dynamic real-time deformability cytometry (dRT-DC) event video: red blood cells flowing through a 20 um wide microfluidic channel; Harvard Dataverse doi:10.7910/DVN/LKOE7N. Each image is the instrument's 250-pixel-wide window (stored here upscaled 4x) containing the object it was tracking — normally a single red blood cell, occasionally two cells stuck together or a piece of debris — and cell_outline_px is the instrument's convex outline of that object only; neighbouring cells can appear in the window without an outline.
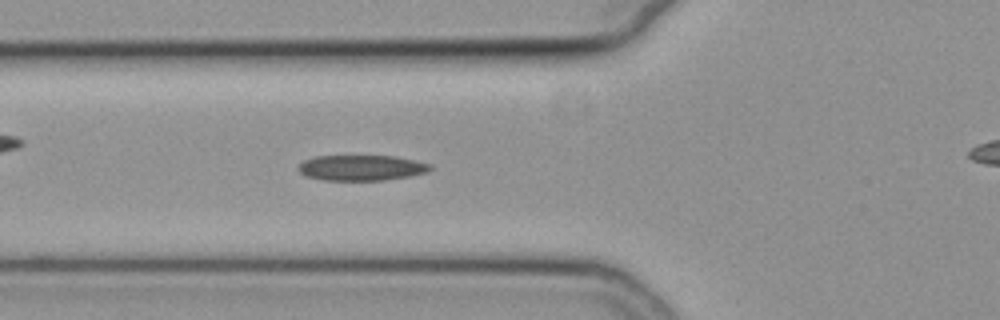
{"species": "common noctule bat (a hibernating species)", "species_latin": "Nyctalus noctula", "temperature_condition": "cold", "stored_images_in_passage": 49, "camera_frame_rate_fps": 3000, "um_per_image_px": 0.085, "animal": {"sex": "female", "body_mass_g": 19.3, "forearm_length_mm": 54.1}, "frame": {"image": 1, "passage_image": 20, "time_ms": 6.333, "image_size_px": [1000, 320], "cell_outline_px": [[432, 168], [428, 172], [408, 176], [384, 180], [324, 180], [304, 176], [296, 168], [304, 160], [316, 156], [396, 156], [432, 164]], "centroid_in_image_um": [30.71, 14.26], "position_along_channel_um": 95.1, "area_um2": 19.65}}
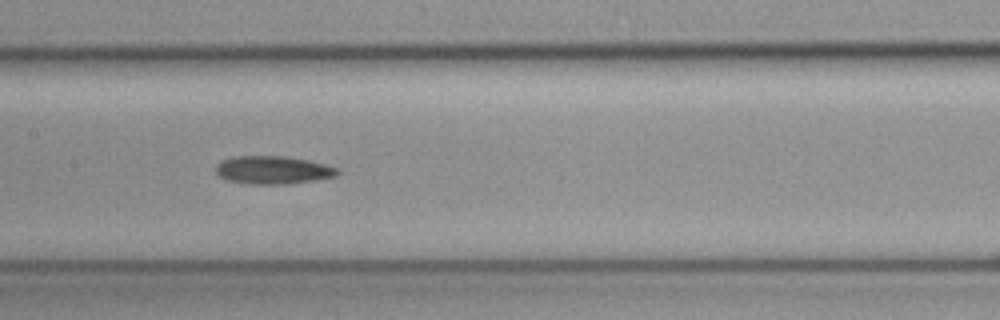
{"frame": {"image": 2, "passage_image": 27, "time_ms": 8.667, "image_size_px": [1000, 320], "cell_outline_px": [[340, 172], [336, 176], [288, 184], [248, 184], [228, 180], [220, 176], [216, 172], [216, 164], [220, 160], [232, 156], [284, 156], [308, 160], [340, 168]], "centroid_in_image_um": [23.18, 14.44], "position_along_channel_um": 184.2, "area_um2": 19.94}}
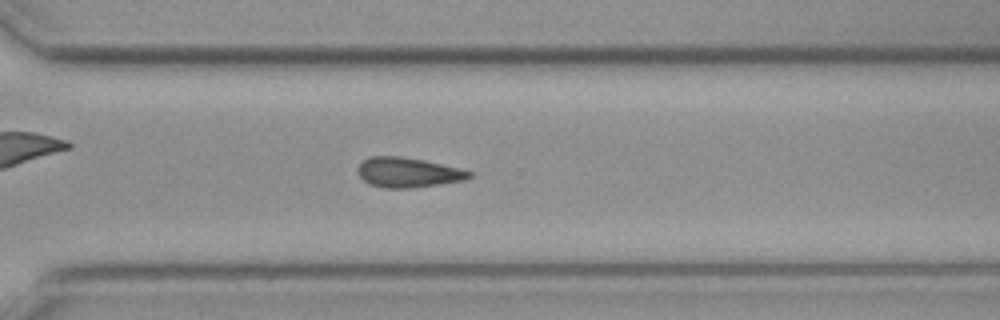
{"frame": {"image": 3, "passage_image": 39, "time_ms": 12.667, "image_size_px": [1000, 320], "cell_outline_px": [[472, 176], [464, 180], [408, 188], [384, 188], [368, 184], [360, 176], [360, 164], [364, 160], [372, 156], [400, 156], [424, 160], [460, 168], [472, 172]], "centroid_in_image_um": [34.69, 14.65], "position_along_channel_um": 335.9, "area_um2": 19.07}, "authors_computed_cell_mechanics": {"area_um2": 19.652, "velocity_mm_per_s": 3.8018, "shape_relaxation_time_tau1_ms": 6.8903, "shape_relaxation_time_tau2_ms": null, "deformation_change_tau1": 0.1539, "deformation_change_tau2": null}}